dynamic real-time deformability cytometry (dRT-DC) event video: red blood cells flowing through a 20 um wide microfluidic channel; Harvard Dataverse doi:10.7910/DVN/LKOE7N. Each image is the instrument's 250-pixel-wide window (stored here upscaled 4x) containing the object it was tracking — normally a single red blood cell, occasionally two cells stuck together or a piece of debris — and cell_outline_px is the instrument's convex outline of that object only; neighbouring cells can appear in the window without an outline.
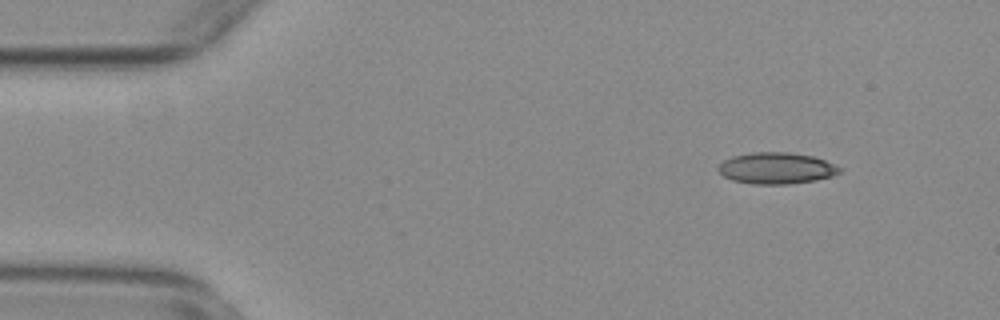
{"species": "common noctule bat (a hibernating species)", "species_latin": "Nyctalus noctula", "temperature_condition": "warm", "stored_images_in_passage": 49, "camera_frame_rate_fps": 3000, "um_per_image_px": 0.085, "animal": {"sex": "female", "body_mass_g": 29.2, "forearm_length_mm": 56.3}, "frame": {"image": 1, "passage_image": 1, "time_ms": 0.0, "image_size_px": [1000, 320], "cell_outline_px": [[844, 168], [840, 172], [832, 176], [816, 180], [788, 184], [752, 184], [732, 180], [724, 176], [716, 168], [724, 160], [732, 156], [752, 152], [788, 152], [812, 156], [824, 160]], "centroid_in_image_um": [66.0, 14.3], "position_along_channel_um": 19.0, "area_um2": 22.25}}
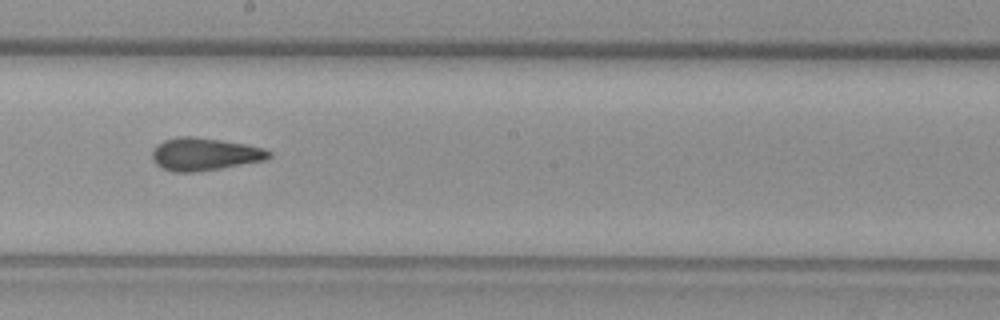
{"frame": {"image": 2, "passage_image": 25, "time_ms": 8.0, "image_size_px": [1000, 320], "cell_outline_px": [[272, 156], [268, 160], [196, 172], [172, 172], [160, 168], [152, 160], [152, 148], [156, 144], [164, 140], [176, 136], [192, 136], [220, 140], [244, 144], [264, 148], [272, 152]], "centroid_in_image_um": [17.36, 13.11], "position_along_channel_um": 230.8, "area_um2": 22.54}}
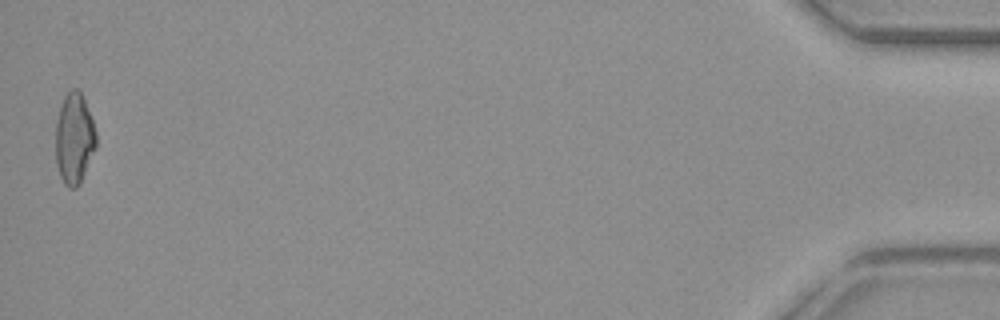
{"frame": {"image": 3, "passage_image": 49, "time_ms": 16.0, "image_size_px": [1000, 320], "cell_outline_px": [[96, 148], [80, 184], [76, 188], [68, 188], [64, 184], [60, 176], [56, 164], [56, 120], [64, 96], [72, 88], [76, 88], [80, 92], [84, 100], [92, 120], [96, 132]], "centroid_in_image_um": [6.31, 11.81], "position_along_channel_um": 428.9, "area_um2": 21.44}, "authors_computed_cell_mechanics": {"area_um2": 21.8484, "velocity_mm_per_s": 3.7701, "shape_relaxation_time_tau1_ms": null, "shape_relaxation_time_tau2_ms": 2.4664, "deformation_change_tau1": null, "deformation_change_tau2": 0.1129}}